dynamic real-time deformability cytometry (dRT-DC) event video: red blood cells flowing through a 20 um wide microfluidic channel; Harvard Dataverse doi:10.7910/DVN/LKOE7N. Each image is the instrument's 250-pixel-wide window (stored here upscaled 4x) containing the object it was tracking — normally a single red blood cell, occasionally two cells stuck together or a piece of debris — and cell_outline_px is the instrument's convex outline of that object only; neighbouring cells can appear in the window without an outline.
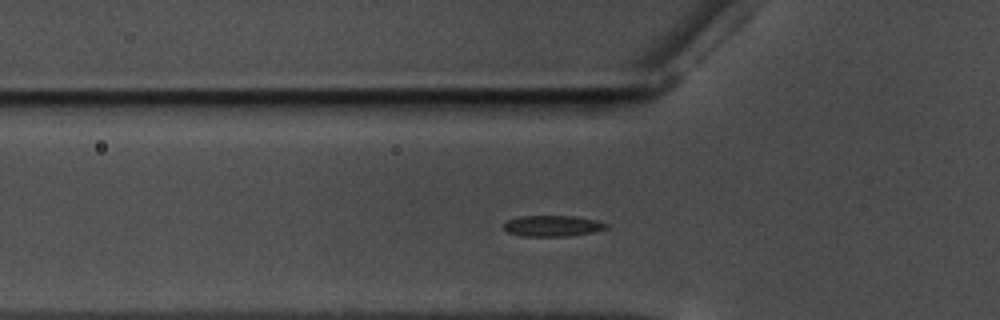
{"species": "common noctule bat (a hibernating species)", "species_latin": "Nyctalus noctula", "temperature_condition": "warm", "stored_images_in_passage": 41, "camera_frame_rate_fps": 3000, "um_per_image_px": 0.085, "animal": {"sex": "male", "body_mass_g": 17.5, "forearm_length_mm": 52.3}, "frame": {"image": 1, "passage_image": 13, "time_ms": 4.0, "image_size_px": [1000, 320], "cell_outline_px": [[608, 228], [592, 232], [568, 236], [524, 236], [508, 232], [504, 228], [504, 224], [508, 220], [520, 216], [572, 216], [596, 220], [608, 224]], "centroid_in_image_um": [46.98, 19.2], "position_along_channel_um": 78.8, "area_um2": 12.37}}
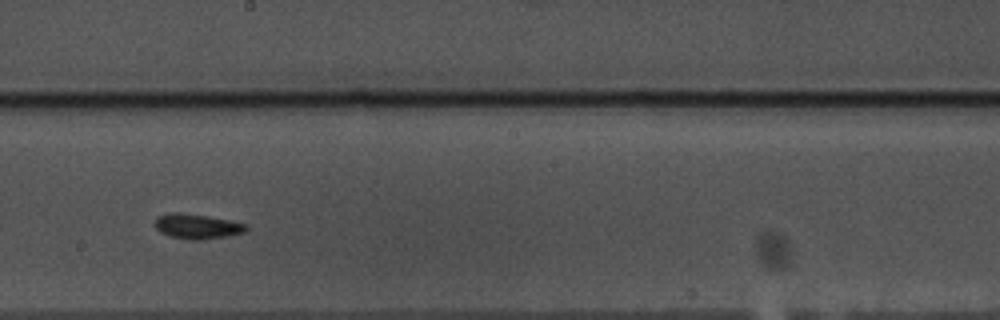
{"frame": {"image": 2, "passage_image": 26, "time_ms": 8.333, "image_size_px": [1000, 320], "cell_outline_px": [[248, 228], [244, 232], [228, 236], [200, 240], [188, 240], [168, 236], [160, 232], [156, 228], [156, 216], [168, 212], [180, 212], [228, 220], [248, 224]], "centroid_in_image_um": [16.73, 19.25], "position_along_channel_um": 231.5, "area_um2": 13.29}}
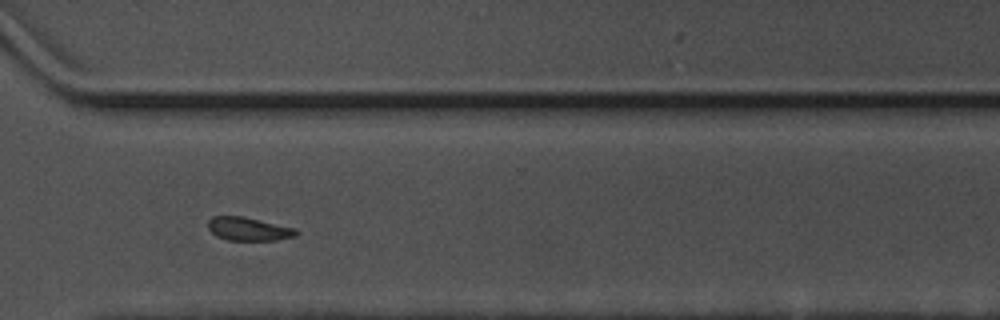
{"frame": {"image": 3, "passage_image": 36, "time_ms": 11.667, "image_size_px": [1000, 320], "cell_outline_px": [[300, 232], [296, 236], [276, 240], [228, 240], [216, 236], [208, 228], [208, 220], [212, 216], [244, 216], [296, 228]], "centroid_in_image_um": [21.15, 19.45], "position_along_channel_um": 349.5, "area_um2": 12.14}, "authors_computed_cell_mechanics": {"area_um2": 12.5426, "velocity_mm_per_s": 3.5331, "shape_relaxation_time_tau1_ms": null, "shape_relaxation_time_tau2_ms": 5.2751, "deformation_change_tau1": null, "deformation_change_tau2": 0.083}}